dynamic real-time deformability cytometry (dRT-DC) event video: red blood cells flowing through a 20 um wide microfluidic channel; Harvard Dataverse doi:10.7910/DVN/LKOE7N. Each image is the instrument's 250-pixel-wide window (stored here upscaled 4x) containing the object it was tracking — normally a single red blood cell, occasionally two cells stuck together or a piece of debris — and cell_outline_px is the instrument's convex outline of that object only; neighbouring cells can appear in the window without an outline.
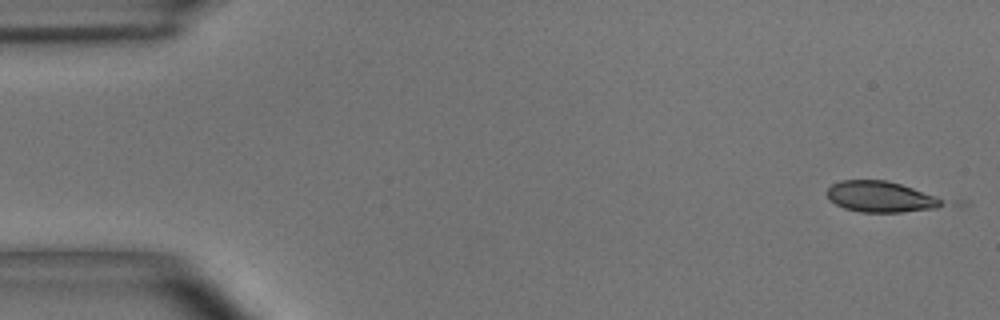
{"species": "common noctule bat (a hibernating species)", "species_latin": "Nyctalus noctula", "temperature_condition": "room temperature", "stored_images_in_passage": 3, "camera_frame_rate_fps": 3000, "um_per_image_px": 0.085, "animal": {"sex": "male", "body_mass_g": 15.6}, "frame": {"image": 1, "passage_image": 1, "time_ms": 0.0, "image_size_px": [1000, 320], "cell_outline_px": [[944, 204], [936, 208], [900, 212], [860, 212], [844, 208], [836, 204], [828, 196], [828, 188], [832, 184], [840, 180], [884, 180], [900, 184], [936, 196], [944, 200]], "centroid_in_image_um": [74.85, 16.72], "position_along_channel_um": 10.2, "area_um2": 20.52}}